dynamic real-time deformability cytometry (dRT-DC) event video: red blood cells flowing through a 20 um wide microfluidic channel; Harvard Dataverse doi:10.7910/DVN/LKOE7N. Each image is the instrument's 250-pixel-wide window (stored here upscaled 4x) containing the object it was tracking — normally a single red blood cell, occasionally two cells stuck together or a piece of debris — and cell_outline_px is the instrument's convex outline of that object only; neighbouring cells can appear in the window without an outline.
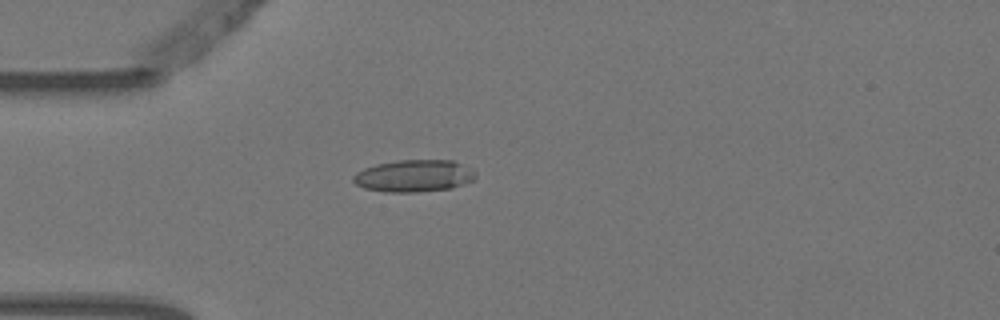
{"species": "Egyptian fruit bat (a non-hibernating species)", "species_latin": "Rousettus aegyptiacus", "temperature_condition": "warm", "stored_images_in_passage": 4, "camera_frame_rate_fps": 3000, "um_per_image_px": 0.085, "animal": {"sex": "female"}, "frame": {"image": 1, "passage_image": 4, "time_ms": 1.0, "image_size_px": [1000, 320], "cell_outline_px": [[476, 176], [472, 180], [464, 184], [452, 188], [416, 192], [384, 192], [364, 188], [356, 184], [352, 180], [352, 176], [356, 172], [364, 168], [376, 164], [396, 160], [452, 160], [476, 172]], "centroid_in_image_um": [35.15, 14.95], "position_along_channel_um": 49.9, "area_um2": 22.89}}